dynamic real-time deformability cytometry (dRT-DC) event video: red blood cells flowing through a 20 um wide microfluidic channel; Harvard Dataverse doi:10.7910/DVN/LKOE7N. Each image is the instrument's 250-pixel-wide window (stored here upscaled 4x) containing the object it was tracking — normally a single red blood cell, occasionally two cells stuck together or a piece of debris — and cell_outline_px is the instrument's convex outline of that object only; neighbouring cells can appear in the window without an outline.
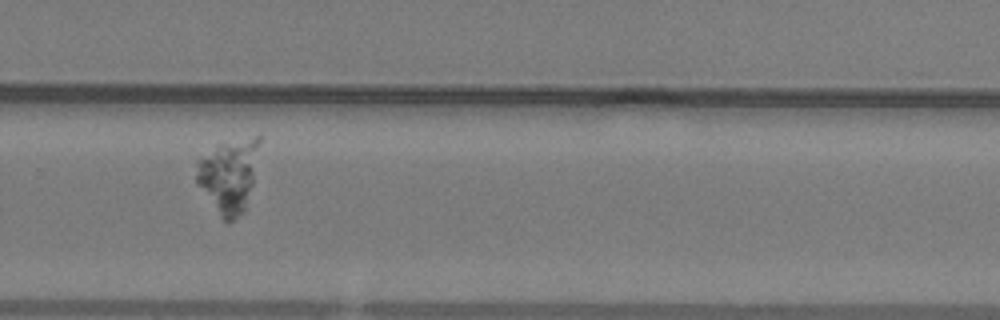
{"species": "common noctule bat (a hibernating species)", "species_latin": "Nyctalus noctula", "temperature_condition": "warm", "stored_images_in_passage": 39, "camera_frame_rate_fps": 3000, "um_per_image_px": 0.085, "animal": {"sex": "male", "body_mass_g": 19.2, "forearm_length_mm": 51.8}, "frame": {"image": 1, "passage_image": 23, "time_ms": 7.333, "image_size_px": [1000, 320], "cell_outline_px": [[264, 136], [252, 184], [244, 212], [232, 220], [224, 220], [220, 216], [196, 184], [196, 160], [216, 144], [260, 132]], "centroid_in_image_um": [19.49, 14.79], "position_along_channel_um": 310.3, "area_um2": 28.03}}
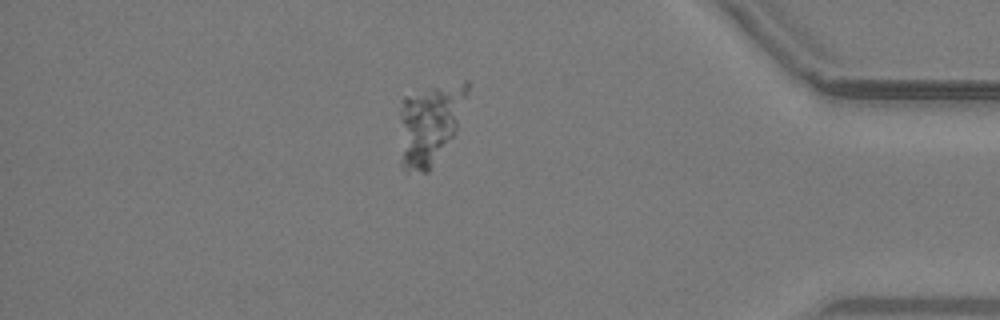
{"frame": {"image": 2, "passage_image": 32, "time_ms": 10.333, "image_size_px": [1000, 320], "cell_outline_px": [[468, 92], [456, 132], [428, 172], [424, 172], [404, 168], [400, 164], [400, 112], [404, 96], [432, 88], [464, 80], [468, 80]], "centroid_in_image_um": [36.54, 10.52], "position_along_channel_um": 398.7, "area_um2": 31.44}}
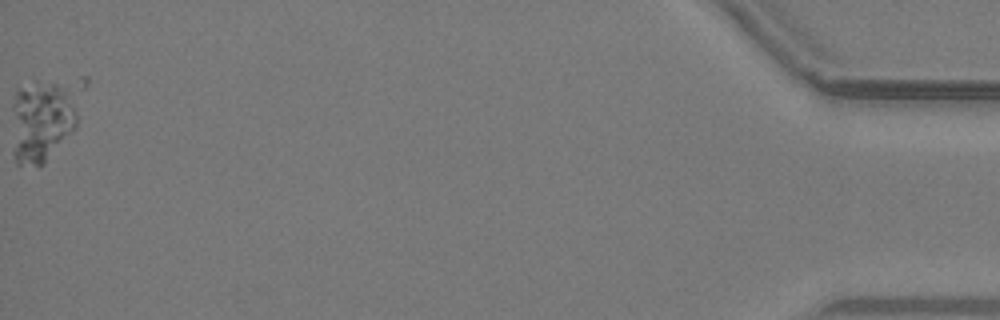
{"frame": {"image": 3, "passage_image": 39, "time_ms": 12.667, "image_size_px": [1000, 320], "cell_outline_px": [[76, 124], [44, 164], [16, 164], [12, 152], [12, 104], [16, 92], [20, 88], [36, 80], [56, 84], [64, 88], [76, 112]], "centroid_in_image_um": [3.42, 10.33], "position_along_channel_um": 431.8, "area_um2": 30.4}}